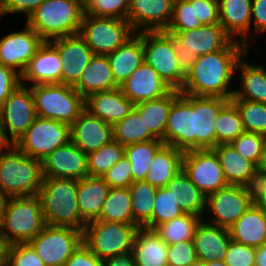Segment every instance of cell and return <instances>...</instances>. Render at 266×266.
I'll list each match as a JSON object with an SVG mask.
<instances>
[{
	"label": "cell",
	"instance_id": "cell-1",
	"mask_svg": "<svg viewBox=\"0 0 266 266\" xmlns=\"http://www.w3.org/2000/svg\"><path fill=\"white\" fill-rule=\"evenodd\" d=\"M230 100L180 93L173 101L166 127L165 145L187 152L216 146L215 122Z\"/></svg>",
	"mask_w": 266,
	"mask_h": 266
},
{
	"label": "cell",
	"instance_id": "cell-2",
	"mask_svg": "<svg viewBox=\"0 0 266 266\" xmlns=\"http://www.w3.org/2000/svg\"><path fill=\"white\" fill-rule=\"evenodd\" d=\"M248 49L240 41L232 40L222 50L198 56L192 70L186 75L180 93L231 100L234 90L227 89L228 84L237 71L239 60L248 54Z\"/></svg>",
	"mask_w": 266,
	"mask_h": 266
},
{
	"label": "cell",
	"instance_id": "cell-3",
	"mask_svg": "<svg viewBox=\"0 0 266 266\" xmlns=\"http://www.w3.org/2000/svg\"><path fill=\"white\" fill-rule=\"evenodd\" d=\"M78 180L44 178L38 196L46 225L84 231L87 224L78 208Z\"/></svg>",
	"mask_w": 266,
	"mask_h": 266
},
{
	"label": "cell",
	"instance_id": "cell-4",
	"mask_svg": "<svg viewBox=\"0 0 266 266\" xmlns=\"http://www.w3.org/2000/svg\"><path fill=\"white\" fill-rule=\"evenodd\" d=\"M43 179L41 160L27 156L14 144L0 149V192L10 197L35 196Z\"/></svg>",
	"mask_w": 266,
	"mask_h": 266
},
{
	"label": "cell",
	"instance_id": "cell-5",
	"mask_svg": "<svg viewBox=\"0 0 266 266\" xmlns=\"http://www.w3.org/2000/svg\"><path fill=\"white\" fill-rule=\"evenodd\" d=\"M84 0H45L26 20L44 41L79 34Z\"/></svg>",
	"mask_w": 266,
	"mask_h": 266
},
{
	"label": "cell",
	"instance_id": "cell-6",
	"mask_svg": "<svg viewBox=\"0 0 266 266\" xmlns=\"http://www.w3.org/2000/svg\"><path fill=\"white\" fill-rule=\"evenodd\" d=\"M46 226L38 195L11 197L8 201L0 239L8 246L28 243Z\"/></svg>",
	"mask_w": 266,
	"mask_h": 266
},
{
	"label": "cell",
	"instance_id": "cell-7",
	"mask_svg": "<svg viewBox=\"0 0 266 266\" xmlns=\"http://www.w3.org/2000/svg\"><path fill=\"white\" fill-rule=\"evenodd\" d=\"M30 87L38 117L71 125L85 109V99L73 86L38 84Z\"/></svg>",
	"mask_w": 266,
	"mask_h": 266
},
{
	"label": "cell",
	"instance_id": "cell-8",
	"mask_svg": "<svg viewBox=\"0 0 266 266\" xmlns=\"http://www.w3.org/2000/svg\"><path fill=\"white\" fill-rule=\"evenodd\" d=\"M137 224L93 220L85 225L84 244L101 260L132 252Z\"/></svg>",
	"mask_w": 266,
	"mask_h": 266
},
{
	"label": "cell",
	"instance_id": "cell-9",
	"mask_svg": "<svg viewBox=\"0 0 266 266\" xmlns=\"http://www.w3.org/2000/svg\"><path fill=\"white\" fill-rule=\"evenodd\" d=\"M144 62L150 65L172 89L181 90L186 75L182 72L172 45V34L143 31Z\"/></svg>",
	"mask_w": 266,
	"mask_h": 266
},
{
	"label": "cell",
	"instance_id": "cell-10",
	"mask_svg": "<svg viewBox=\"0 0 266 266\" xmlns=\"http://www.w3.org/2000/svg\"><path fill=\"white\" fill-rule=\"evenodd\" d=\"M136 32L125 19L84 14L79 35L94 54L107 55L128 41Z\"/></svg>",
	"mask_w": 266,
	"mask_h": 266
},
{
	"label": "cell",
	"instance_id": "cell-11",
	"mask_svg": "<svg viewBox=\"0 0 266 266\" xmlns=\"http://www.w3.org/2000/svg\"><path fill=\"white\" fill-rule=\"evenodd\" d=\"M69 141L70 125L37 116L14 145L27 156L43 161L56 148Z\"/></svg>",
	"mask_w": 266,
	"mask_h": 266
},
{
	"label": "cell",
	"instance_id": "cell-12",
	"mask_svg": "<svg viewBox=\"0 0 266 266\" xmlns=\"http://www.w3.org/2000/svg\"><path fill=\"white\" fill-rule=\"evenodd\" d=\"M45 266H64L83 243V231L69 227L46 225L28 242Z\"/></svg>",
	"mask_w": 266,
	"mask_h": 266
},
{
	"label": "cell",
	"instance_id": "cell-13",
	"mask_svg": "<svg viewBox=\"0 0 266 266\" xmlns=\"http://www.w3.org/2000/svg\"><path fill=\"white\" fill-rule=\"evenodd\" d=\"M36 117L31 87L27 88L21 83L0 106L1 131L6 142L14 144L32 125Z\"/></svg>",
	"mask_w": 266,
	"mask_h": 266
},
{
	"label": "cell",
	"instance_id": "cell-14",
	"mask_svg": "<svg viewBox=\"0 0 266 266\" xmlns=\"http://www.w3.org/2000/svg\"><path fill=\"white\" fill-rule=\"evenodd\" d=\"M182 170L205 196L229 185L213 149L184 152Z\"/></svg>",
	"mask_w": 266,
	"mask_h": 266
},
{
	"label": "cell",
	"instance_id": "cell-15",
	"mask_svg": "<svg viewBox=\"0 0 266 266\" xmlns=\"http://www.w3.org/2000/svg\"><path fill=\"white\" fill-rule=\"evenodd\" d=\"M253 204L244 186L228 185L206 196V209L212 214L209 224L229 229Z\"/></svg>",
	"mask_w": 266,
	"mask_h": 266
},
{
	"label": "cell",
	"instance_id": "cell-16",
	"mask_svg": "<svg viewBox=\"0 0 266 266\" xmlns=\"http://www.w3.org/2000/svg\"><path fill=\"white\" fill-rule=\"evenodd\" d=\"M43 42L44 40L25 24L23 31L11 32L0 39V63L21 75Z\"/></svg>",
	"mask_w": 266,
	"mask_h": 266
},
{
	"label": "cell",
	"instance_id": "cell-17",
	"mask_svg": "<svg viewBox=\"0 0 266 266\" xmlns=\"http://www.w3.org/2000/svg\"><path fill=\"white\" fill-rule=\"evenodd\" d=\"M44 178L81 180L88 176L87 154L69 141L51 152L43 161Z\"/></svg>",
	"mask_w": 266,
	"mask_h": 266
},
{
	"label": "cell",
	"instance_id": "cell-18",
	"mask_svg": "<svg viewBox=\"0 0 266 266\" xmlns=\"http://www.w3.org/2000/svg\"><path fill=\"white\" fill-rule=\"evenodd\" d=\"M50 42L58 49L61 58V84L74 86L95 54L79 34L57 38Z\"/></svg>",
	"mask_w": 266,
	"mask_h": 266
},
{
	"label": "cell",
	"instance_id": "cell-19",
	"mask_svg": "<svg viewBox=\"0 0 266 266\" xmlns=\"http://www.w3.org/2000/svg\"><path fill=\"white\" fill-rule=\"evenodd\" d=\"M173 5V0H130L127 21L134 32L142 27V31H165L172 18Z\"/></svg>",
	"mask_w": 266,
	"mask_h": 266
},
{
	"label": "cell",
	"instance_id": "cell-20",
	"mask_svg": "<svg viewBox=\"0 0 266 266\" xmlns=\"http://www.w3.org/2000/svg\"><path fill=\"white\" fill-rule=\"evenodd\" d=\"M70 134L71 141L88 154L113 140V125L84 109L70 125Z\"/></svg>",
	"mask_w": 266,
	"mask_h": 266
},
{
	"label": "cell",
	"instance_id": "cell-21",
	"mask_svg": "<svg viewBox=\"0 0 266 266\" xmlns=\"http://www.w3.org/2000/svg\"><path fill=\"white\" fill-rule=\"evenodd\" d=\"M119 87L134 105L161 98L172 90L145 62Z\"/></svg>",
	"mask_w": 266,
	"mask_h": 266
},
{
	"label": "cell",
	"instance_id": "cell-22",
	"mask_svg": "<svg viewBox=\"0 0 266 266\" xmlns=\"http://www.w3.org/2000/svg\"><path fill=\"white\" fill-rule=\"evenodd\" d=\"M62 62L58 49L44 41L34 57L27 63L20 75L21 83L30 81L31 86L38 84H61Z\"/></svg>",
	"mask_w": 266,
	"mask_h": 266
},
{
	"label": "cell",
	"instance_id": "cell-23",
	"mask_svg": "<svg viewBox=\"0 0 266 266\" xmlns=\"http://www.w3.org/2000/svg\"><path fill=\"white\" fill-rule=\"evenodd\" d=\"M173 34L191 55L203 56L224 49L233 39L220 24L201 25L193 30L165 31Z\"/></svg>",
	"mask_w": 266,
	"mask_h": 266
},
{
	"label": "cell",
	"instance_id": "cell-24",
	"mask_svg": "<svg viewBox=\"0 0 266 266\" xmlns=\"http://www.w3.org/2000/svg\"><path fill=\"white\" fill-rule=\"evenodd\" d=\"M134 106L120 87L97 92L85 98V110L111 125L129 115Z\"/></svg>",
	"mask_w": 266,
	"mask_h": 266
},
{
	"label": "cell",
	"instance_id": "cell-25",
	"mask_svg": "<svg viewBox=\"0 0 266 266\" xmlns=\"http://www.w3.org/2000/svg\"><path fill=\"white\" fill-rule=\"evenodd\" d=\"M230 240L228 229L201 221L193 237L197 259L205 263L224 261Z\"/></svg>",
	"mask_w": 266,
	"mask_h": 266
},
{
	"label": "cell",
	"instance_id": "cell-26",
	"mask_svg": "<svg viewBox=\"0 0 266 266\" xmlns=\"http://www.w3.org/2000/svg\"><path fill=\"white\" fill-rule=\"evenodd\" d=\"M115 82L122 85L144 63L143 31L134 34L114 52L107 54Z\"/></svg>",
	"mask_w": 266,
	"mask_h": 266
},
{
	"label": "cell",
	"instance_id": "cell-27",
	"mask_svg": "<svg viewBox=\"0 0 266 266\" xmlns=\"http://www.w3.org/2000/svg\"><path fill=\"white\" fill-rule=\"evenodd\" d=\"M218 3L219 24L235 41H238L235 36H244L240 42L249 48L250 43L245 36L250 33L252 24V0H218Z\"/></svg>",
	"mask_w": 266,
	"mask_h": 266
},
{
	"label": "cell",
	"instance_id": "cell-28",
	"mask_svg": "<svg viewBox=\"0 0 266 266\" xmlns=\"http://www.w3.org/2000/svg\"><path fill=\"white\" fill-rule=\"evenodd\" d=\"M73 87L84 99L94 93L119 87L115 82L107 55L95 54Z\"/></svg>",
	"mask_w": 266,
	"mask_h": 266
},
{
	"label": "cell",
	"instance_id": "cell-29",
	"mask_svg": "<svg viewBox=\"0 0 266 266\" xmlns=\"http://www.w3.org/2000/svg\"><path fill=\"white\" fill-rule=\"evenodd\" d=\"M228 231L232 241L258 248L266 237V213L252 204Z\"/></svg>",
	"mask_w": 266,
	"mask_h": 266
},
{
	"label": "cell",
	"instance_id": "cell-30",
	"mask_svg": "<svg viewBox=\"0 0 266 266\" xmlns=\"http://www.w3.org/2000/svg\"><path fill=\"white\" fill-rule=\"evenodd\" d=\"M110 186L102 177L86 176L78 180L77 198L81 218L89 223L99 218Z\"/></svg>",
	"mask_w": 266,
	"mask_h": 266
},
{
	"label": "cell",
	"instance_id": "cell-31",
	"mask_svg": "<svg viewBox=\"0 0 266 266\" xmlns=\"http://www.w3.org/2000/svg\"><path fill=\"white\" fill-rule=\"evenodd\" d=\"M167 251L168 245L155 230L139 228L132 250L136 266H168Z\"/></svg>",
	"mask_w": 266,
	"mask_h": 266
},
{
	"label": "cell",
	"instance_id": "cell-32",
	"mask_svg": "<svg viewBox=\"0 0 266 266\" xmlns=\"http://www.w3.org/2000/svg\"><path fill=\"white\" fill-rule=\"evenodd\" d=\"M183 155V151L164 144L154 155L145 181L157 188L165 187L182 171Z\"/></svg>",
	"mask_w": 266,
	"mask_h": 266
},
{
	"label": "cell",
	"instance_id": "cell-33",
	"mask_svg": "<svg viewBox=\"0 0 266 266\" xmlns=\"http://www.w3.org/2000/svg\"><path fill=\"white\" fill-rule=\"evenodd\" d=\"M180 94V90L172 89L165 96L144 101L134 106L141 114L148 130L165 144V127L171 105Z\"/></svg>",
	"mask_w": 266,
	"mask_h": 266
},
{
	"label": "cell",
	"instance_id": "cell-34",
	"mask_svg": "<svg viewBox=\"0 0 266 266\" xmlns=\"http://www.w3.org/2000/svg\"><path fill=\"white\" fill-rule=\"evenodd\" d=\"M166 187L172 191L177 205L184 213L202 217L201 214L206 211V196L194 185L183 170Z\"/></svg>",
	"mask_w": 266,
	"mask_h": 266
},
{
	"label": "cell",
	"instance_id": "cell-35",
	"mask_svg": "<svg viewBox=\"0 0 266 266\" xmlns=\"http://www.w3.org/2000/svg\"><path fill=\"white\" fill-rule=\"evenodd\" d=\"M213 150L220 160L228 184L245 186L257 167L243 158L231 144H219Z\"/></svg>",
	"mask_w": 266,
	"mask_h": 266
},
{
	"label": "cell",
	"instance_id": "cell-36",
	"mask_svg": "<svg viewBox=\"0 0 266 266\" xmlns=\"http://www.w3.org/2000/svg\"><path fill=\"white\" fill-rule=\"evenodd\" d=\"M241 61L239 60L236 68L241 71V90L234 89L231 99H245L266 104V69L264 66Z\"/></svg>",
	"mask_w": 266,
	"mask_h": 266
},
{
	"label": "cell",
	"instance_id": "cell-37",
	"mask_svg": "<svg viewBox=\"0 0 266 266\" xmlns=\"http://www.w3.org/2000/svg\"><path fill=\"white\" fill-rule=\"evenodd\" d=\"M133 220L139 227L152 230V213L157 187L145 180L134 181L129 187Z\"/></svg>",
	"mask_w": 266,
	"mask_h": 266
},
{
	"label": "cell",
	"instance_id": "cell-38",
	"mask_svg": "<svg viewBox=\"0 0 266 266\" xmlns=\"http://www.w3.org/2000/svg\"><path fill=\"white\" fill-rule=\"evenodd\" d=\"M129 188H110L97 220L136 224L133 220Z\"/></svg>",
	"mask_w": 266,
	"mask_h": 266
},
{
	"label": "cell",
	"instance_id": "cell-39",
	"mask_svg": "<svg viewBox=\"0 0 266 266\" xmlns=\"http://www.w3.org/2000/svg\"><path fill=\"white\" fill-rule=\"evenodd\" d=\"M157 139L146 127L141 114L134 108L129 115L113 125V140L123 146Z\"/></svg>",
	"mask_w": 266,
	"mask_h": 266
},
{
	"label": "cell",
	"instance_id": "cell-40",
	"mask_svg": "<svg viewBox=\"0 0 266 266\" xmlns=\"http://www.w3.org/2000/svg\"><path fill=\"white\" fill-rule=\"evenodd\" d=\"M163 145L162 140L155 139L125 146V157L131 164L133 182L146 179L151 161Z\"/></svg>",
	"mask_w": 266,
	"mask_h": 266
},
{
	"label": "cell",
	"instance_id": "cell-41",
	"mask_svg": "<svg viewBox=\"0 0 266 266\" xmlns=\"http://www.w3.org/2000/svg\"><path fill=\"white\" fill-rule=\"evenodd\" d=\"M201 221L199 216L184 213L158 225L154 230L167 245H171L185 240H193L196 228Z\"/></svg>",
	"mask_w": 266,
	"mask_h": 266
},
{
	"label": "cell",
	"instance_id": "cell-42",
	"mask_svg": "<svg viewBox=\"0 0 266 266\" xmlns=\"http://www.w3.org/2000/svg\"><path fill=\"white\" fill-rule=\"evenodd\" d=\"M123 157H125V146L115 140L88 153V176L102 177Z\"/></svg>",
	"mask_w": 266,
	"mask_h": 266
},
{
	"label": "cell",
	"instance_id": "cell-43",
	"mask_svg": "<svg viewBox=\"0 0 266 266\" xmlns=\"http://www.w3.org/2000/svg\"><path fill=\"white\" fill-rule=\"evenodd\" d=\"M215 125L216 146L230 144L245 132L239 111L231 101L220 110Z\"/></svg>",
	"mask_w": 266,
	"mask_h": 266
},
{
	"label": "cell",
	"instance_id": "cell-44",
	"mask_svg": "<svg viewBox=\"0 0 266 266\" xmlns=\"http://www.w3.org/2000/svg\"><path fill=\"white\" fill-rule=\"evenodd\" d=\"M238 109L245 132L266 136V104L245 99L230 100Z\"/></svg>",
	"mask_w": 266,
	"mask_h": 266
},
{
	"label": "cell",
	"instance_id": "cell-45",
	"mask_svg": "<svg viewBox=\"0 0 266 266\" xmlns=\"http://www.w3.org/2000/svg\"><path fill=\"white\" fill-rule=\"evenodd\" d=\"M183 214L184 212L177 205L172 191L166 186L158 188L154 196L152 230H154L158 225L173 220Z\"/></svg>",
	"mask_w": 266,
	"mask_h": 266
},
{
	"label": "cell",
	"instance_id": "cell-46",
	"mask_svg": "<svg viewBox=\"0 0 266 266\" xmlns=\"http://www.w3.org/2000/svg\"><path fill=\"white\" fill-rule=\"evenodd\" d=\"M265 143V135L244 132L230 144L243 158L252 162L256 167H258Z\"/></svg>",
	"mask_w": 266,
	"mask_h": 266
},
{
	"label": "cell",
	"instance_id": "cell-47",
	"mask_svg": "<svg viewBox=\"0 0 266 266\" xmlns=\"http://www.w3.org/2000/svg\"><path fill=\"white\" fill-rule=\"evenodd\" d=\"M130 0H84V14L127 20Z\"/></svg>",
	"mask_w": 266,
	"mask_h": 266
},
{
	"label": "cell",
	"instance_id": "cell-48",
	"mask_svg": "<svg viewBox=\"0 0 266 266\" xmlns=\"http://www.w3.org/2000/svg\"><path fill=\"white\" fill-rule=\"evenodd\" d=\"M201 24L189 0H176L173 5L171 21L165 31H186L200 27Z\"/></svg>",
	"mask_w": 266,
	"mask_h": 266
},
{
	"label": "cell",
	"instance_id": "cell-49",
	"mask_svg": "<svg viewBox=\"0 0 266 266\" xmlns=\"http://www.w3.org/2000/svg\"><path fill=\"white\" fill-rule=\"evenodd\" d=\"M7 266H45L29 243H16L7 247Z\"/></svg>",
	"mask_w": 266,
	"mask_h": 266
},
{
	"label": "cell",
	"instance_id": "cell-50",
	"mask_svg": "<svg viewBox=\"0 0 266 266\" xmlns=\"http://www.w3.org/2000/svg\"><path fill=\"white\" fill-rule=\"evenodd\" d=\"M197 259L193 240L168 245V266H189Z\"/></svg>",
	"mask_w": 266,
	"mask_h": 266
},
{
	"label": "cell",
	"instance_id": "cell-51",
	"mask_svg": "<svg viewBox=\"0 0 266 266\" xmlns=\"http://www.w3.org/2000/svg\"><path fill=\"white\" fill-rule=\"evenodd\" d=\"M102 178L110 188H128L133 183L129 160L123 157Z\"/></svg>",
	"mask_w": 266,
	"mask_h": 266
},
{
	"label": "cell",
	"instance_id": "cell-52",
	"mask_svg": "<svg viewBox=\"0 0 266 266\" xmlns=\"http://www.w3.org/2000/svg\"><path fill=\"white\" fill-rule=\"evenodd\" d=\"M224 262L227 266H255V248L230 240Z\"/></svg>",
	"mask_w": 266,
	"mask_h": 266
},
{
	"label": "cell",
	"instance_id": "cell-53",
	"mask_svg": "<svg viewBox=\"0 0 266 266\" xmlns=\"http://www.w3.org/2000/svg\"><path fill=\"white\" fill-rule=\"evenodd\" d=\"M244 187L253 204L266 213V172L257 168Z\"/></svg>",
	"mask_w": 266,
	"mask_h": 266
},
{
	"label": "cell",
	"instance_id": "cell-54",
	"mask_svg": "<svg viewBox=\"0 0 266 266\" xmlns=\"http://www.w3.org/2000/svg\"><path fill=\"white\" fill-rule=\"evenodd\" d=\"M201 25L219 24L218 0H189Z\"/></svg>",
	"mask_w": 266,
	"mask_h": 266
},
{
	"label": "cell",
	"instance_id": "cell-55",
	"mask_svg": "<svg viewBox=\"0 0 266 266\" xmlns=\"http://www.w3.org/2000/svg\"><path fill=\"white\" fill-rule=\"evenodd\" d=\"M21 85L20 74L0 63V106Z\"/></svg>",
	"mask_w": 266,
	"mask_h": 266
},
{
	"label": "cell",
	"instance_id": "cell-56",
	"mask_svg": "<svg viewBox=\"0 0 266 266\" xmlns=\"http://www.w3.org/2000/svg\"><path fill=\"white\" fill-rule=\"evenodd\" d=\"M101 260L84 242L71 255L64 266H102Z\"/></svg>",
	"mask_w": 266,
	"mask_h": 266
},
{
	"label": "cell",
	"instance_id": "cell-57",
	"mask_svg": "<svg viewBox=\"0 0 266 266\" xmlns=\"http://www.w3.org/2000/svg\"><path fill=\"white\" fill-rule=\"evenodd\" d=\"M45 0H2V11L4 14L26 13L27 18Z\"/></svg>",
	"mask_w": 266,
	"mask_h": 266
},
{
	"label": "cell",
	"instance_id": "cell-58",
	"mask_svg": "<svg viewBox=\"0 0 266 266\" xmlns=\"http://www.w3.org/2000/svg\"><path fill=\"white\" fill-rule=\"evenodd\" d=\"M172 45L174 51L176 52L182 72L185 75H188V73L192 70L195 61L197 60V56L191 55V53L187 51V47L183 45L173 34Z\"/></svg>",
	"mask_w": 266,
	"mask_h": 266
},
{
	"label": "cell",
	"instance_id": "cell-59",
	"mask_svg": "<svg viewBox=\"0 0 266 266\" xmlns=\"http://www.w3.org/2000/svg\"><path fill=\"white\" fill-rule=\"evenodd\" d=\"M254 18L253 31L266 32V0H252L251 20Z\"/></svg>",
	"mask_w": 266,
	"mask_h": 266
},
{
	"label": "cell",
	"instance_id": "cell-60",
	"mask_svg": "<svg viewBox=\"0 0 266 266\" xmlns=\"http://www.w3.org/2000/svg\"><path fill=\"white\" fill-rule=\"evenodd\" d=\"M102 266H136L133 252L118 254L103 260Z\"/></svg>",
	"mask_w": 266,
	"mask_h": 266
},
{
	"label": "cell",
	"instance_id": "cell-61",
	"mask_svg": "<svg viewBox=\"0 0 266 266\" xmlns=\"http://www.w3.org/2000/svg\"><path fill=\"white\" fill-rule=\"evenodd\" d=\"M255 266H266V244L255 248Z\"/></svg>",
	"mask_w": 266,
	"mask_h": 266
},
{
	"label": "cell",
	"instance_id": "cell-62",
	"mask_svg": "<svg viewBox=\"0 0 266 266\" xmlns=\"http://www.w3.org/2000/svg\"><path fill=\"white\" fill-rule=\"evenodd\" d=\"M10 198V196L0 192V229L4 221V215L6 213L7 204Z\"/></svg>",
	"mask_w": 266,
	"mask_h": 266
},
{
	"label": "cell",
	"instance_id": "cell-63",
	"mask_svg": "<svg viewBox=\"0 0 266 266\" xmlns=\"http://www.w3.org/2000/svg\"><path fill=\"white\" fill-rule=\"evenodd\" d=\"M8 245L0 239V266H6Z\"/></svg>",
	"mask_w": 266,
	"mask_h": 266
},
{
	"label": "cell",
	"instance_id": "cell-64",
	"mask_svg": "<svg viewBox=\"0 0 266 266\" xmlns=\"http://www.w3.org/2000/svg\"><path fill=\"white\" fill-rule=\"evenodd\" d=\"M257 168L260 169L263 172H266V143H265V146H264V149H263V153H262V157H261L260 163H259Z\"/></svg>",
	"mask_w": 266,
	"mask_h": 266
},
{
	"label": "cell",
	"instance_id": "cell-65",
	"mask_svg": "<svg viewBox=\"0 0 266 266\" xmlns=\"http://www.w3.org/2000/svg\"><path fill=\"white\" fill-rule=\"evenodd\" d=\"M205 266H227L223 260H215L205 263Z\"/></svg>",
	"mask_w": 266,
	"mask_h": 266
},
{
	"label": "cell",
	"instance_id": "cell-66",
	"mask_svg": "<svg viewBox=\"0 0 266 266\" xmlns=\"http://www.w3.org/2000/svg\"><path fill=\"white\" fill-rule=\"evenodd\" d=\"M8 145L6 140L3 137L2 131H1V124H0V149L5 148Z\"/></svg>",
	"mask_w": 266,
	"mask_h": 266
},
{
	"label": "cell",
	"instance_id": "cell-67",
	"mask_svg": "<svg viewBox=\"0 0 266 266\" xmlns=\"http://www.w3.org/2000/svg\"><path fill=\"white\" fill-rule=\"evenodd\" d=\"M189 266H205V262L199 259H196L193 263H191Z\"/></svg>",
	"mask_w": 266,
	"mask_h": 266
},
{
	"label": "cell",
	"instance_id": "cell-68",
	"mask_svg": "<svg viewBox=\"0 0 266 266\" xmlns=\"http://www.w3.org/2000/svg\"><path fill=\"white\" fill-rule=\"evenodd\" d=\"M3 15V11H2V0H0V17Z\"/></svg>",
	"mask_w": 266,
	"mask_h": 266
}]
</instances>
